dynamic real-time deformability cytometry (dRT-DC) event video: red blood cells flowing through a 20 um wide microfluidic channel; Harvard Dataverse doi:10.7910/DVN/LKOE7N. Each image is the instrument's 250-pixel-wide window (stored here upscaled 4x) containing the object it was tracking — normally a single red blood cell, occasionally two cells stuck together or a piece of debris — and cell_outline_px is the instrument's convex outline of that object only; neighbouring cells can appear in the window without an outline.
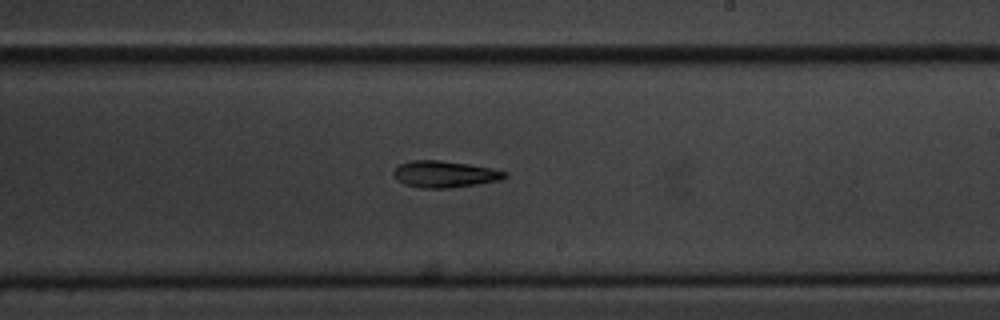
{"species": "common noctule bat (a hibernating species)", "species_latin": "Nyctalus noctula", "temperature_condition": "cold", "stored_images_in_passage": 11, "segment_of_instrument_passage": [2, 2], "camera_frame_rate_fps": 3000, "um_per_image_px": 0.085, "animal": {"sex": "male", "body_mass_g": 20.1, "forearm_length_mm": 53.5}, "frame": {"image": 1, "passage_image": 11, "time_ms": 12.333, "image_size_px": [1000, 320], "cell_outline_px": [[508, 176], [500, 180], [476, 184], [448, 188], [420, 188], [404, 184], [396, 180], [392, 172], [400, 164], [412, 160], [440, 160], [468, 164], [492, 168], [508, 172]], "centroid_in_image_um": [37.79, 14.8], "position_along_channel_um": 251.2, "area_um2": 17.28}}